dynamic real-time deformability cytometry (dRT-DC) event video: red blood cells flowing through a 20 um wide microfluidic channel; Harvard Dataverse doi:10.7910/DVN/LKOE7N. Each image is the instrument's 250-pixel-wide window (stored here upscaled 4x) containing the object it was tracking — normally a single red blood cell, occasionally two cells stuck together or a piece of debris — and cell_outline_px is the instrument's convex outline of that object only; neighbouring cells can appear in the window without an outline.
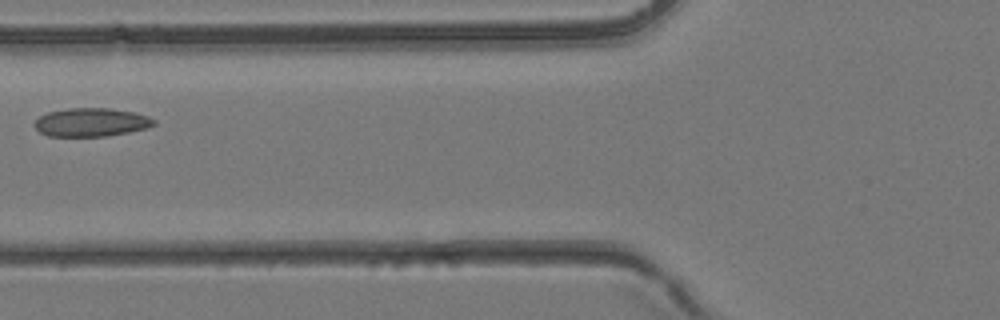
{"species": "common noctule bat (a hibernating species)", "species_latin": "Nyctalus noctula", "temperature_condition": "room temperature", "stored_images_in_passage": 4, "camera_frame_rate_fps": 3000, "um_per_image_px": 0.085, "animal": {"sex": "female", "body_mass_g": 24.6, "forearm_length_mm": 56.2}, "frame": {"image": 1, "passage_image": 4, "time_ms": 1.0, "image_size_px": [1000, 320], "cell_outline_px": [[156, 124], [148, 128], [128, 132], [104, 136], [48, 136], [40, 132], [36, 128], [36, 120], [40, 116], [48, 112], [68, 108], [108, 108], [132, 112], [148, 116], [156, 120]], "centroid_in_image_um": [7.78, 10.39], "position_along_channel_um": 118.0, "area_um2": 19.65}}